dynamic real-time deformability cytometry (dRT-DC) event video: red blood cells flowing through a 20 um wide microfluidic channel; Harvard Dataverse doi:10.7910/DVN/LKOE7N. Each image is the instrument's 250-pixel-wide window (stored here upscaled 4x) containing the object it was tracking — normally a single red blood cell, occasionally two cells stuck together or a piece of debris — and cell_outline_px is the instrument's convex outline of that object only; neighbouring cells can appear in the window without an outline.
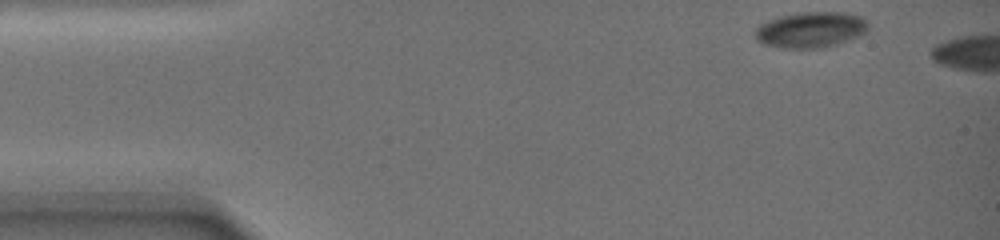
{"species": "common noctule bat (a hibernating species)", "species_latin": "Nyctalus noctula", "temperature_condition": "warm", "stored_images_in_passage": 3, "camera_frame_rate_fps": 3000, "um_per_image_px": 0.085, "animal": {"sex": "female", "body_mass_g": 19.0, "forearm_length_mm": 51.5}, "frame": {"image": 1, "passage_image": 1, "time_ms": 0.0, "image_size_px": [1000, 240], "cell_outline_px": [[868, 32], [860, 36], [836, 44], [820, 48], [784, 48], [764, 44], [756, 40], [756, 28], [760, 24], [768, 20], [780, 16], [804, 12], [844, 12], [860, 16], [868, 24]], "centroid_in_image_um": [68.93, 2.53], "position_along_channel_um": 16.1, "area_um2": 23.52}}